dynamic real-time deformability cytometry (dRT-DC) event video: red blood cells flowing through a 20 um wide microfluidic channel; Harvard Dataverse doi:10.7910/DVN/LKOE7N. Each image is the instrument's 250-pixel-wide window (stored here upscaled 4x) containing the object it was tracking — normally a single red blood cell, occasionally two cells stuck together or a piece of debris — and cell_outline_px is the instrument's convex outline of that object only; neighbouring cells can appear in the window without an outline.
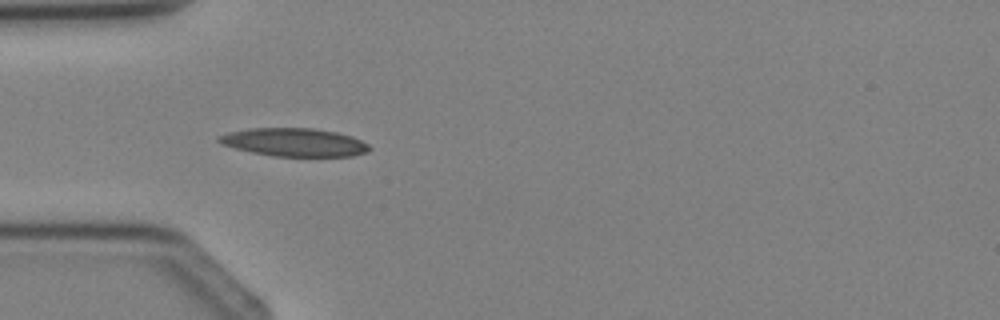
{"species": "Egyptian fruit bat (a non-hibernating species)", "species_latin": "Rousettus aegyptiacus", "temperature_condition": "cold", "stored_images_in_passage": 6, "camera_frame_rate_fps": 3000, "um_per_image_px": 0.085, "animal": {"sex": "female"}, "frame": {"image": 1, "passage_image": 5, "time_ms": 5.0, "image_size_px": [1000, 320], "cell_outline_px": [[372, 148], [368, 152], [352, 156], [276, 156], [252, 152], [220, 144], [216, 140], [216, 136], [228, 132], [248, 128], [312, 128], [336, 132], [352, 136], [368, 144]], "centroid_in_image_um": [24.99, 12.09], "position_along_channel_um": 60.0, "area_um2": 24.8}}
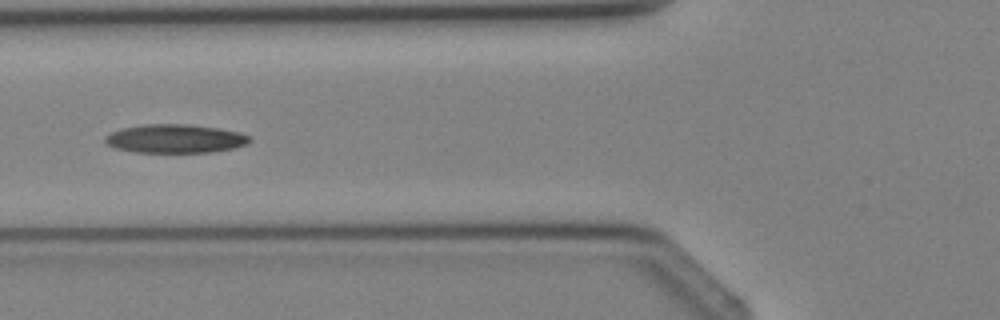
{"frame": {"image": 2, "passage_image": 6, "time_ms": 6.0, "image_size_px": [1000, 320], "cell_outline_px": [[252, 140], [248, 144], [236, 148], [212, 152], [136, 152], [116, 148], [108, 144], [104, 140], [104, 136], [120, 128], [144, 124], [184, 124], [220, 128], [240, 132], [248, 136]], "centroid_in_image_um": [14.91, 11.78], "position_along_channel_um": 110.9, "area_um2": 24.22}}